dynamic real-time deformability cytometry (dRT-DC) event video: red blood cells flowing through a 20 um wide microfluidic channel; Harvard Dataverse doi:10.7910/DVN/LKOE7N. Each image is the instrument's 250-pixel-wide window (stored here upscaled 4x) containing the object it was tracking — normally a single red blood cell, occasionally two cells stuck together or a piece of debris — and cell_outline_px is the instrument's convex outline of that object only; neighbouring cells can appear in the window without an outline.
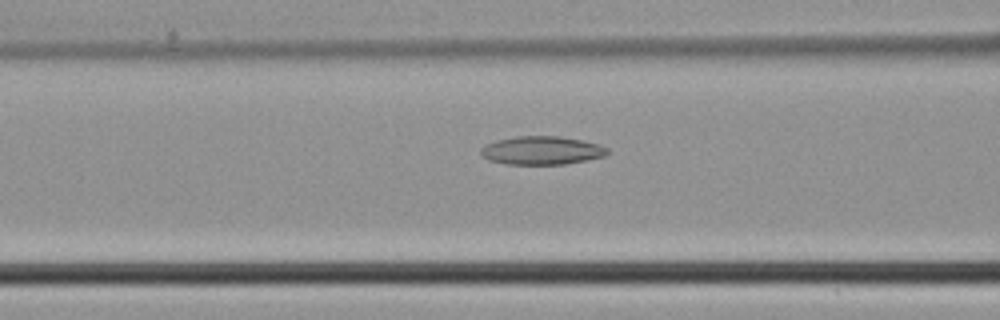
{"species": "common noctule bat (a hibernating species)", "species_latin": "Nyctalus noctula", "temperature_condition": "cold", "stored_images_in_passage": 41, "camera_frame_rate_fps": 3000, "um_per_image_px": 0.085, "animal": {"sex": "male", "body_mass_g": 21.5, "forearm_length_mm": 52.0}, "frame": {"image": 1, "passage_image": 14, "time_ms": 4.333, "image_size_px": [1000, 320], "cell_outline_px": [[608, 152], [604, 156], [588, 160], [564, 164], [508, 164], [488, 160], [480, 152], [480, 148], [496, 140], [516, 136], [560, 136], [600, 144], [608, 148]], "centroid_in_image_um": [46.06, 12.78], "position_along_channel_um": 120.5, "area_um2": 20.87}}
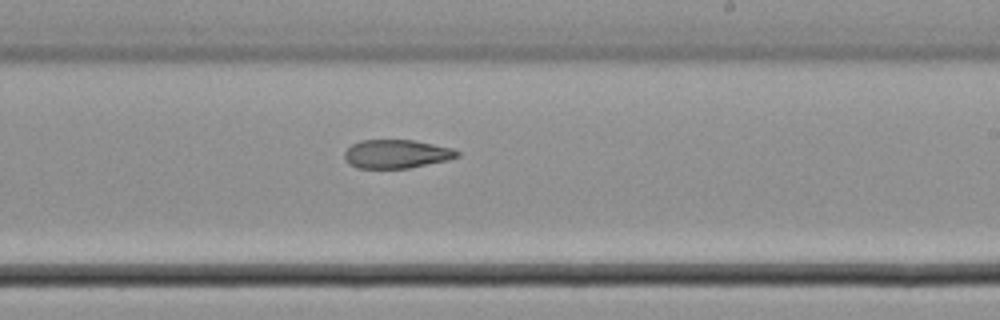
{"frame": {"image": 2, "passage_image": 23, "time_ms": 7.333, "image_size_px": [1000, 320], "cell_outline_px": [[460, 156], [448, 160], [408, 168], [360, 168], [348, 164], [344, 160], [344, 152], [352, 144], [360, 140], [416, 140], [452, 148], [460, 152]], "centroid_in_image_um": [33.7, 13.08], "position_along_channel_um": 255.3, "area_um2": 18.9}}
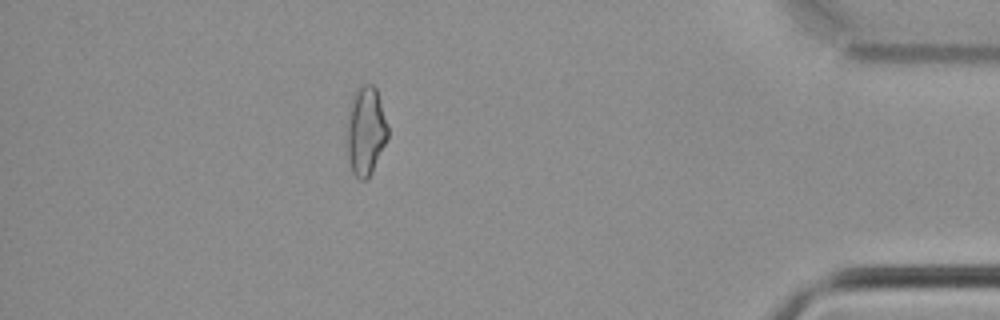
{"frame": {"image": 3, "passage_image": 36, "time_ms": 11.667, "image_size_px": [1000, 320], "cell_outline_px": [[388, 136], [372, 172], [364, 180], [360, 180], [352, 172], [348, 160], [344, 136], [344, 124], [352, 96], [364, 84], [372, 84], [376, 88], [388, 124]], "centroid_in_image_um": [31.03, 11.13], "position_along_channel_um": 404.2, "area_um2": 21.73}}